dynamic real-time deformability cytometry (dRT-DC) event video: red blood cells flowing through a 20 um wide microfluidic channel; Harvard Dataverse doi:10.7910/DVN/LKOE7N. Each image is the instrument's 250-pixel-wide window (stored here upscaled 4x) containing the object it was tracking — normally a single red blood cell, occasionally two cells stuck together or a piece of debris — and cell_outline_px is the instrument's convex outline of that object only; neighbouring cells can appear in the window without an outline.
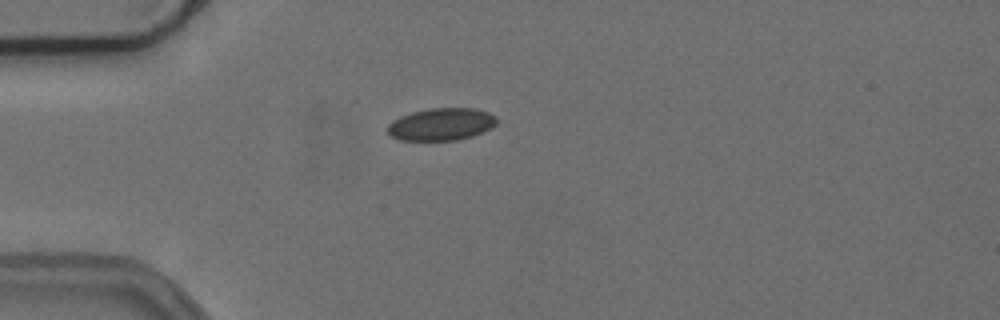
{"species": "common noctule bat (a hibernating species)", "species_latin": "Nyctalus noctula", "temperature_condition": "cold", "stored_images_in_passage": 14, "camera_frame_rate_fps": 3000, "um_per_image_px": 0.085, "animal": {"sex": "female", "body_mass_g": 24.6, "forearm_length_mm": 56.2}, "frame": {"image": 1, "passage_image": 8, "time_ms": 2.333, "image_size_px": [1000, 320], "cell_outline_px": [[496, 124], [492, 128], [472, 136], [456, 140], [400, 140], [392, 136], [388, 132], [388, 124], [392, 120], [400, 116], [412, 112], [432, 108], [476, 108], [488, 112], [496, 116]], "centroid_in_image_um": [37.52, 10.55], "position_along_channel_um": 47.5, "area_um2": 20.58}}